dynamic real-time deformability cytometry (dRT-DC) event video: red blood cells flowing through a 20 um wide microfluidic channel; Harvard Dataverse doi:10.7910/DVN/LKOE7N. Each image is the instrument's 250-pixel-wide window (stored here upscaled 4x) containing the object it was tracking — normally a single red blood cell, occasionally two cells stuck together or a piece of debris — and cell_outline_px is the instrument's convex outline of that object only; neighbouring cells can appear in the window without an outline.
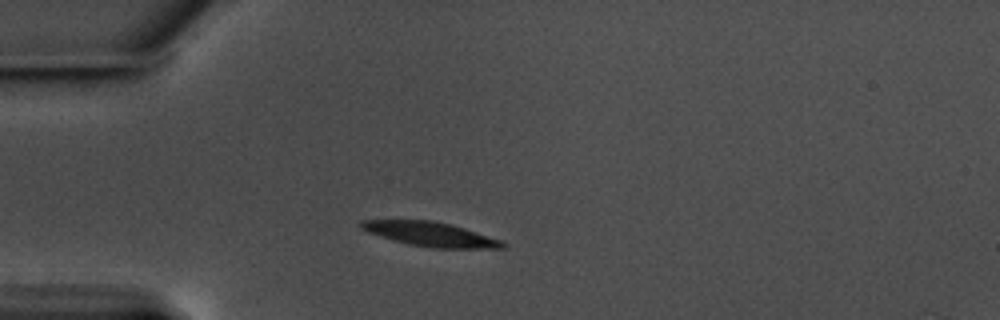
{"species": "common noctule bat (a hibernating species)", "species_latin": "Nyctalus noctula", "temperature_condition": "warm", "stored_images_in_passage": 10, "camera_frame_rate_fps": 3000, "um_per_image_px": 0.085, "animal": {"sex": "male", "body_mass_g": 17.5, "forearm_length_mm": 52.3}, "frame": {"image": 1, "passage_image": 1, "time_ms": 0.0, "image_size_px": [1000, 320], "cell_outline_px": [[508, 248], [432, 248], [408, 244], [392, 240], [368, 232], [360, 228], [360, 220], [432, 220], [452, 224], [500, 240], [508, 244]], "centroid_in_image_um": [36.59, 19.91], "position_along_channel_um": 48.4, "area_um2": 20.06}}
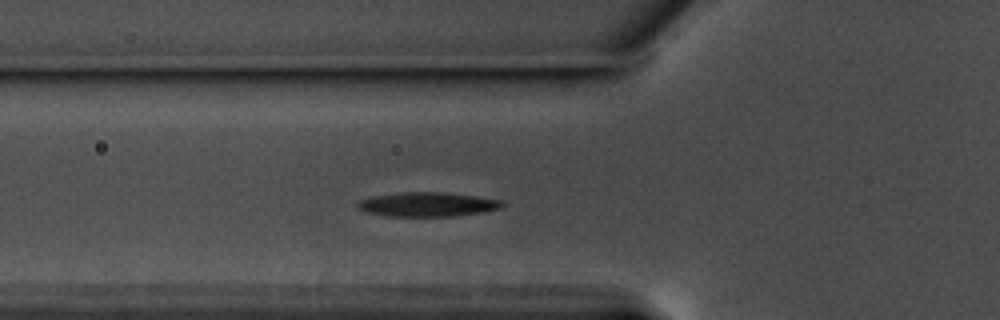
{"frame": {"image": 2, "passage_image": 6, "time_ms": 1.667, "image_size_px": [1000, 320], "cell_outline_px": [[508, 204], [504, 208], [484, 212], [452, 216], [388, 216], [368, 212], [360, 208], [356, 204], [360, 200], [376, 196], [404, 192], [444, 192], [476, 196], [504, 200]], "centroid_in_image_um": [36.48, 17.37], "position_along_channel_um": 89.3, "area_um2": 20.46}}
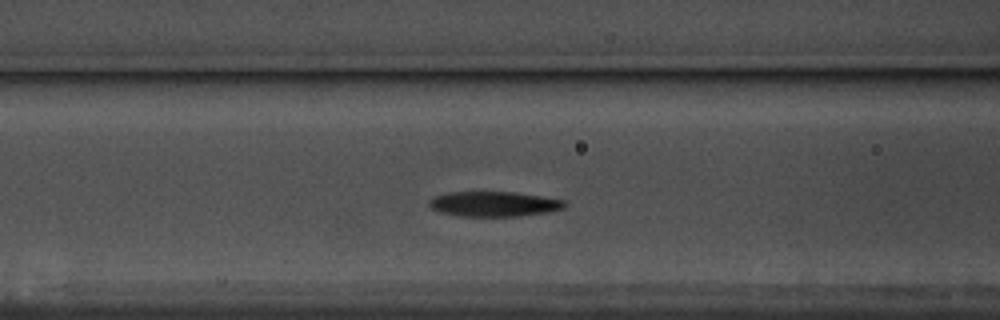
{"frame": {"image": 3, "passage_image": 9, "time_ms": 2.667, "image_size_px": [1000, 320], "cell_outline_px": [[568, 204], [564, 208], [552, 212], [520, 216], [456, 216], [440, 212], [432, 208], [428, 204], [428, 200], [432, 196], [448, 192], [512, 192], [568, 200]], "centroid_in_image_um": [42.01, 17.34], "position_along_channel_um": 124.6, "area_um2": 20.11}}